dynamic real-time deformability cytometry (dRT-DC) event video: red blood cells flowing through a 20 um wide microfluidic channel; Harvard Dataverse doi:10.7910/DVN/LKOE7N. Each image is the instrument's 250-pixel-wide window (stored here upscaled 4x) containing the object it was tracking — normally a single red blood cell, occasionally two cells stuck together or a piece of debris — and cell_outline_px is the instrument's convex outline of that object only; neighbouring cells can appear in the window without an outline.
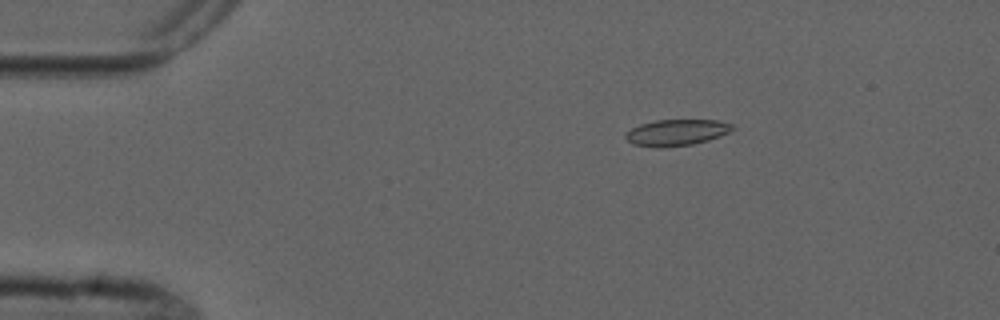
{"species": "common noctule bat (a hibernating species)", "species_latin": "Nyctalus noctula", "temperature_condition": "cold", "stored_images_in_passage": 5, "camera_frame_rate_fps": 3000, "um_per_image_px": 0.085, "animal": {"sex": "male", "forearm_length_mm": 52.5}, "frame": {"image": 1, "passage_image": 3, "time_ms": 2.333, "image_size_px": [1000, 320], "cell_outline_px": [[736, 128], [720, 136], [708, 140], [692, 144], [660, 148], [656, 148], [632, 144], [624, 136], [632, 128], [640, 124], [656, 120], [716, 120], [732, 124]], "centroid_in_image_um": [57.5, 11.27], "position_along_channel_um": 27.5, "area_um2": 16.3}}
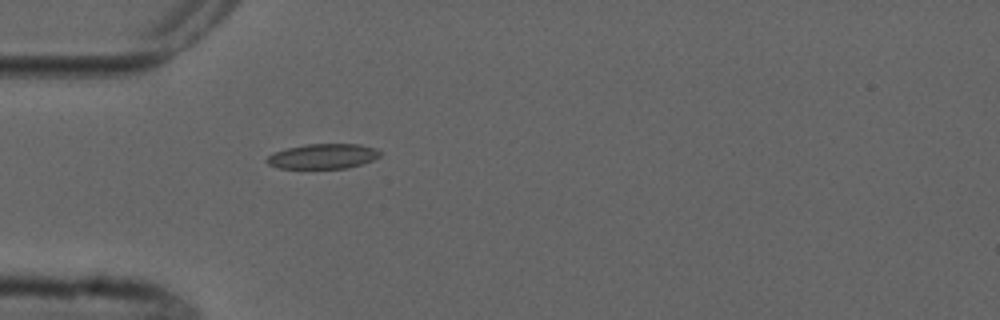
{"frame": {"image": 2, "passage_image": 5, "time_ms": 4.667, "image_size_px": [1000, 320], "cell_outline_px": [[380, 156], [372, 160], [360, 164], [344, 168], [280, 168], [268, 164], [264, 160], [272, 152], [288, 148], [308, 144], [360, 144], [376, 148], [380, 152]], "centroid_in_image_um": [27.43, 13.27], "position_along_channel_um": 57.6, "area_um2": 16.36}}